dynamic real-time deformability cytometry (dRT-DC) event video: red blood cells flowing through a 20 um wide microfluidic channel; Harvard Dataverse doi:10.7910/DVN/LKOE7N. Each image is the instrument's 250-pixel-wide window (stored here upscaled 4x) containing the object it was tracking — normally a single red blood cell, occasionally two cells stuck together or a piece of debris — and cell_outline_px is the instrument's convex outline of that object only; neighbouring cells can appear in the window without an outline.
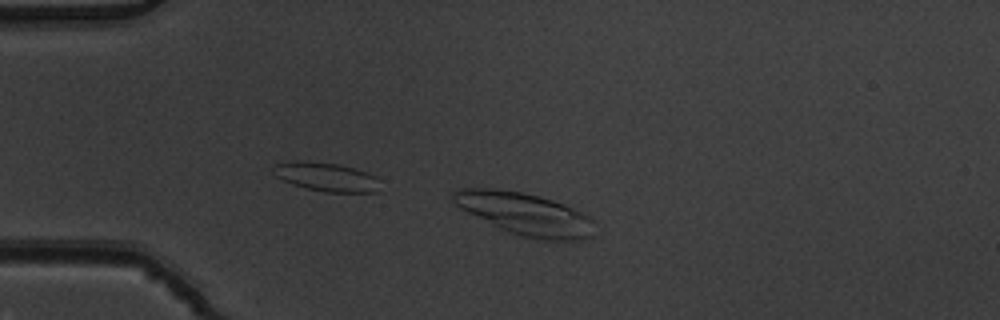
{"species": "common noctule bat (a hibernating species)", "species_latin": "Nyctalus noctula", "temperature_condition": "warm", "stored_images_in_passage": 5, "camera_frame_rate_fps": 3000, "um_per_image_px": 0.085, "animal": {"sex": "male", "body_mass_g": 19.5, "forearm_length_mm": 54.6}, "frame": {"image": 1, "passage_image": 3, "time_ms": 0.667, "image_size_px": [1000, 320], "cell_outline_px": [[596, 236], [584, 240], [540, 240], [520, 236], [508, 232], [460, 208], [452, 200], [452, 192], [460, 188], [492, 188], [520, 192], [540, 196], [564, 204], [588, 216], [592, 220]], "centroid_in_image_um": [44.66, 18.2], "position_along_channel_um": 40.3, "area_um2": 34.8}}